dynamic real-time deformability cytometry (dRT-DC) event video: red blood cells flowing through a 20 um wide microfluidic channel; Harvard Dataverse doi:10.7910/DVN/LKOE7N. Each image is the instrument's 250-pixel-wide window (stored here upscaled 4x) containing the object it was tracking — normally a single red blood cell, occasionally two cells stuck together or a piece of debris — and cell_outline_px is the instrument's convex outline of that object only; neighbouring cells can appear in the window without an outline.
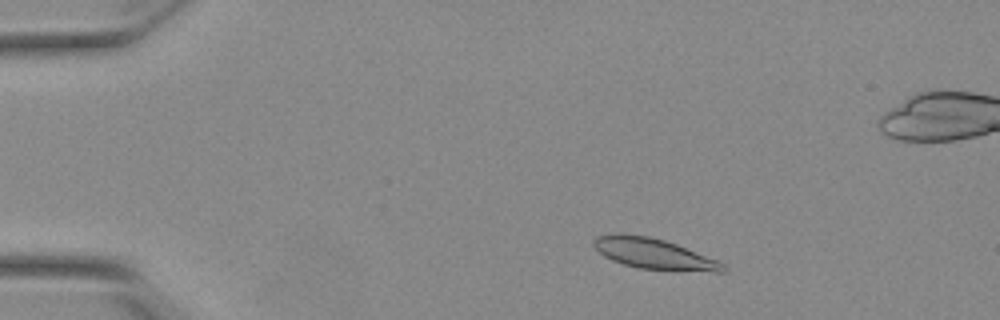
{"species": "Egyptian fruit bat (a non-hibernating species)", "species_latin": "Rousettus aegyptiacus", "temperature_condition": "warm", "stored_images_in_passage": 31, "camera_frame_rate_fps": 3000, "um_per_image_px": 0.085, "animal": {"sex": "female"}, "frame": {"image": 1, "passage_image": 1, "time_ms": 0.0, "image_size_px": [1000, 320], "cell_outline_px": [[728, 268], [724, 272], [716, 272], [640, 268], [624, 264], [612, 260], [604, 256], [592, 244], [592, 240], [596, 236], [648, 236], [664, 240], [676, 244], [716, 260], [724, 264]], "centroid_in_image_um": [55.63, 21.6], "position_along_channel_um": 29.4, "area_um2": 22.14}}
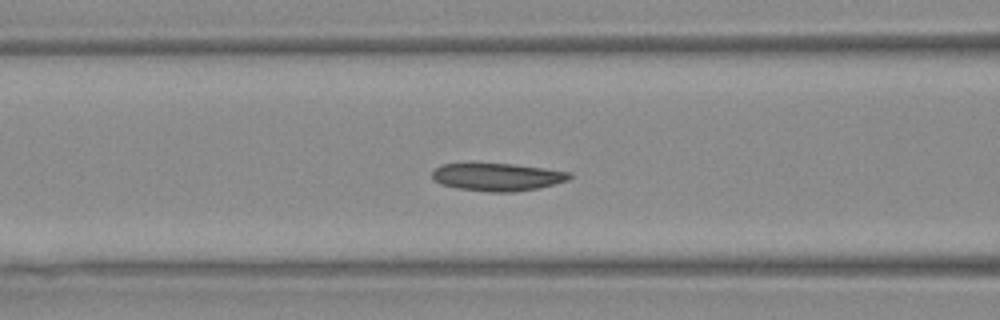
{"frame": {"image": 2, "passage_image": 14, "time_ms": 4.333, "image_size_px": [1000, 320], "cell_outline_px": [[572, 176], [568, 180], [540, 188], [512, 192], [488, 192], [456, 188], [440, 184], [432, 180], [432, 172], [436, 168], [444, 164], [512, 164], [544, 168], [572, 172]], "centroid_in_image_um": [42.29, 15.05], "position_along_channel_um": 124.3, "area_um2": 22.2}}
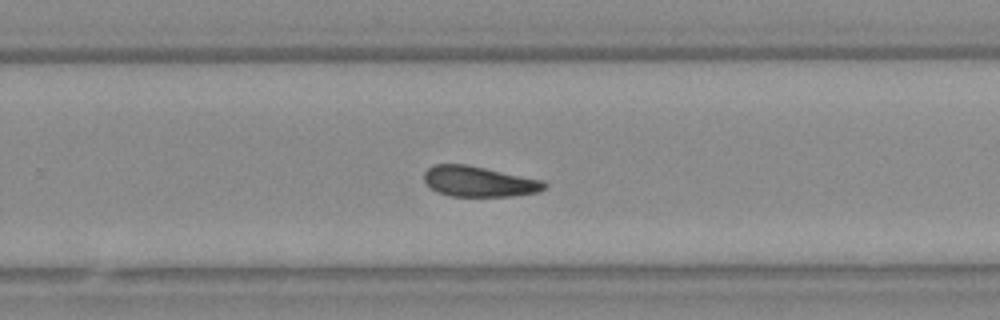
{"frame": {"image": 3, "passage_image": 27, "time_ms": 8.667, "image_size_px": [1000, 320], "cell_outline_px": [[548, 184], [540, 192], [512, 196], [452, 196], [436, 192], [424, 180], [424, 172], [432, 164], [464, 164], [544, 180]], "centroid_in_image_um": [40.72, 15.43], "position_along_channel_um": 289.1, "area_um2": 21.33}}